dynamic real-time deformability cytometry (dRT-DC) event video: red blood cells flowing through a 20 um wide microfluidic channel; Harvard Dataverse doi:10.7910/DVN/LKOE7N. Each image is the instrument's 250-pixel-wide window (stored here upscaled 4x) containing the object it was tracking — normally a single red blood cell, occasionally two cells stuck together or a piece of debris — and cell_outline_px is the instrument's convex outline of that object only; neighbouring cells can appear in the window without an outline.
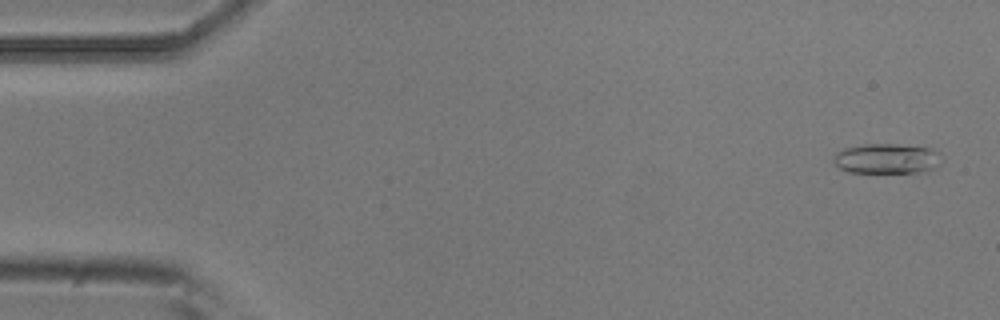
{"species": "common noctule bat (a hibernating species)", "species_latin": "Nyctalus noctula", "temperature_condition": "room temperature", "stored_images_in_passage": 8, "camera_frame_rate_fps": 3000, "um_per_image_px": 0.085, "animal": {"sex": "male", "body_mass_g": 20.5, "forearm_length_mm": 52.5}, "frame": {"image": 1, "passage_image": 1, "time_ms": 0.0, "image_size_px": [1000, 320], "cell_outline_px": [[940, 164], [936, 168], [924, 172], [848, 172], [840, 168], [832, 160], [832, 156], [836, 152], [844, 148], [864, 144], [896, 144], [932, 148], [940, 152]], "centroid_in_image_um": [75.39, 13.48], "position_along_channel_um": 9.6, "area_um2": 19.13}}
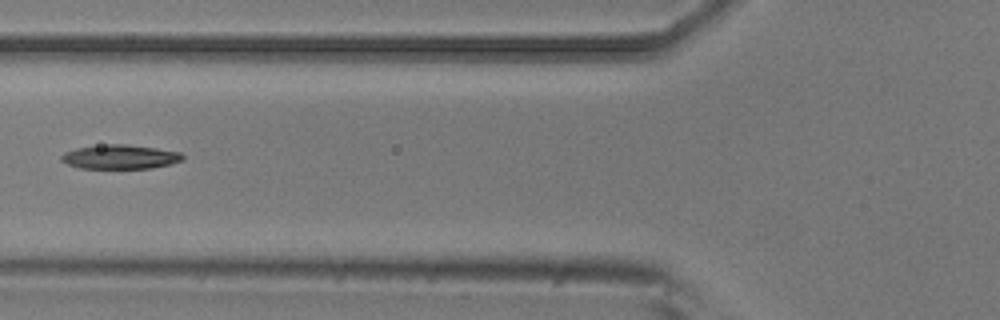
{"frame": {"image": 2, "passage_image": 6, "time_ms": 1.667, "image_size_px": [1000, 320], "cell_outline_px": [[184, 160], [172, 164], [152, 168], [80, 168], [68, 164], [60, 160], [60, 156], [64, 152], [76, 148], [108, 144], [128, 144], [156, 148], [180, 152], [184, 156]], "centroid_in_image_um": [10.23, 13.33], "position_along_channel_um": 115.6, "area_um2": 17.17}}
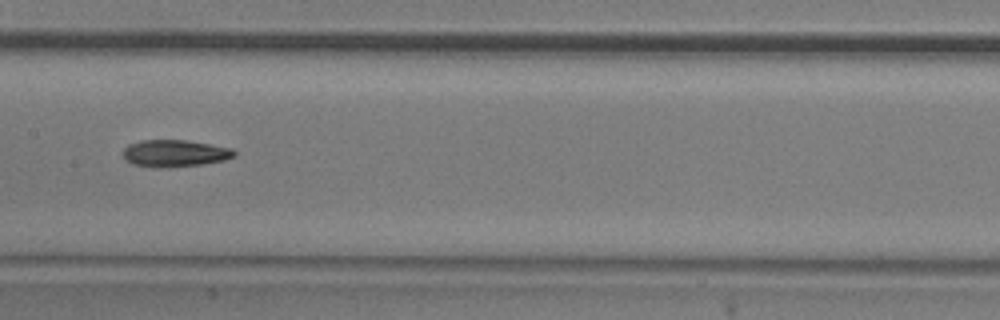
{"frame": {"image": 3, "passage_image": 8, "time_ms": 2.333, "image_size_px": [1000, 320], "cell_outline_px": [[236, 156], [224, 160], [204, 164], [160, 168], [156, 168], [132, 164], [124, 160], [120, 152], [128, 144], [140, 140], [184, 140], [232, 148], [236, 152]], "centroid_in_image_um": [14.79, 13.04], "position_along_channel_um": 192.6, "area_um2": 17.74}}